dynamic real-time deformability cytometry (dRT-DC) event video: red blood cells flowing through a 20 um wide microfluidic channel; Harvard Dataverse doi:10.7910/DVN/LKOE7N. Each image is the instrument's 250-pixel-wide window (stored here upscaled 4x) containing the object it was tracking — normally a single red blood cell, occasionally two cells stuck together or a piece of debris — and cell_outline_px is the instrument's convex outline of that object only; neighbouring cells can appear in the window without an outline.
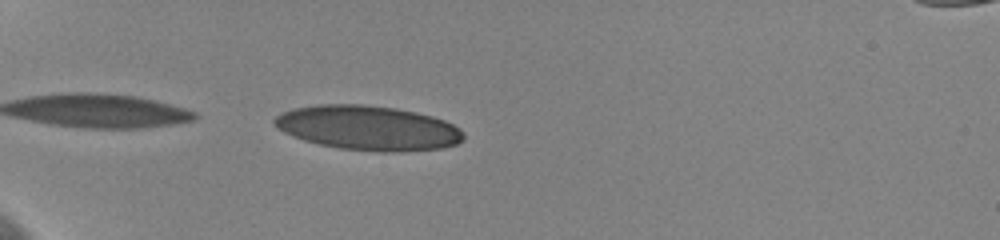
{"species": "human", "species_latin": "Homo sapiens", "temperature_condition": "cold", "stored_images_in_passage": 6, "camera_frame_rate_fps": 3000, "um_per_image_px": 0.085, "donor": {"sex": "female"}, "frame": {"image": 1, "passage_image": 1, "time_ms": 0.0, "image_size_px": [1000, 240], "cell_outline_px": [[464, 140], [456, 144], [440, 148], [396, 152], [380, 152], [340, 148], [320, 144], [304, 140], [284, 132], [272, 120], [276, 116], [284, 112], [296, 108], [320, 104], [364, 104], [396, 108], [416, 112], [432, 116], [444, 120], [460, 128], [464, 132]], "centroid_in_image_um": [31.34, 10.87], "position_along_channel_um": 53.7, "area_um2": 48.9}}